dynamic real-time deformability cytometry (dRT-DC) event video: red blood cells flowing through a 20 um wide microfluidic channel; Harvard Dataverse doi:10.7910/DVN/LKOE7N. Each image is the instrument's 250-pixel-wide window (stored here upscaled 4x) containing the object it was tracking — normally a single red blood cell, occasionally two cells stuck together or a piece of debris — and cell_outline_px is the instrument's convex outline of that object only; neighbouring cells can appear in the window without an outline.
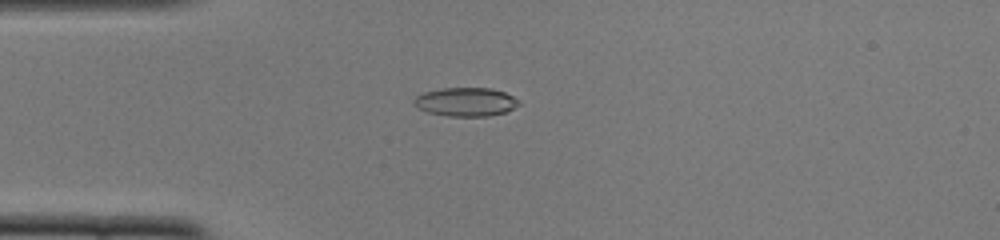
{"species": "common noctule bat (a hibernating species)", "species_latin": "Nyctalus noctula", "temperature_condition": "cold", "stored_images_in_passage": 41, "camera_frame_rate_fps": 3000, "um_per_image_px": 0.085, "animal": {"sex": "female", "body_mass_g": 22.0, "forearm_length_mm": 56.7}, "frame": {"image": 1, "passage_image": 2, "time_ms": 0.333, "image_size_px": [1000, 240], "cell_outline_px": [[520, 104], [504, 112], [488, 116], [448, 116], [428, 112], [416, 108], [412, 100], [416, 96], [424, 92], [440, 88], [492, 88], [504, 92], [520, 100]], "centroid_in_image_um": [39.56, 8.65], "position_along_channel_um": 45.4, "area_um2": 17.57}}
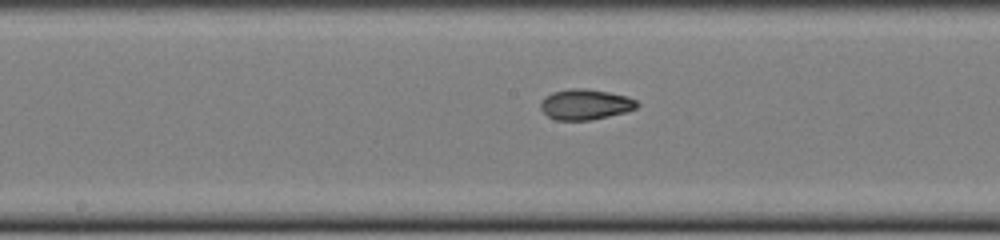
{"frame": {"image": 2, "passage_image": 15, "time_ms": 4.667, "image_size_px": [1000, 240], "cell_outline_px": [[640, 104], [636, 108], [624, 112], [592, 120], [556, 120], [548, 116], [540, 108], [540, 100], [544, 96], [552, 92], [568, 88], [584, 88], [608, 92], [628, 96], [636, 100]], "centroid_in_image_um": [49.73, 8.86], "position_along_channel_um": 198.5, "area_um2": 17.28}}
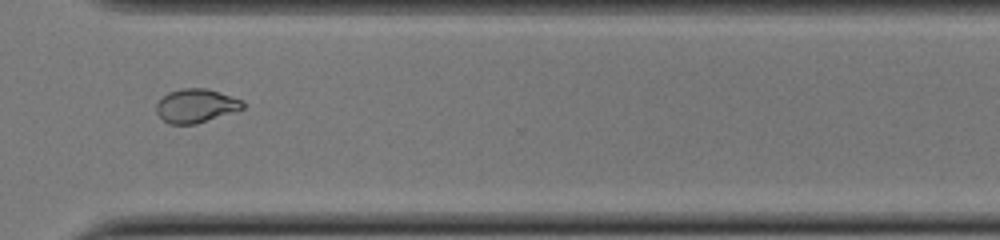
{"frame": {"image": 3, "passage_image": 27, "time_ms": 8.667, "image_size_px": [1000, 240], "cell_outline_px": [[244, 108], [196, 124], [168, 124], [156, 112], [156, 104], [168, 92], [180, 88], [204, 88], [220, 92], [244, 100]], "centroid_in_image_um": [16.66, 8.98], "position_along_channel_um": 353.9, "area_um2": 16.94}, "authors_computed_cell_mechanics": {"area_um2": 17.2822, "velocity_mm_per_s": 3.8699, "shape_relaxation_time_tau1_ms": null, "shape_relaxation_time_tau2_ms": 1.9557, "deformation_change_tau1": null, "deformation_change_tau2": 0.0623}}